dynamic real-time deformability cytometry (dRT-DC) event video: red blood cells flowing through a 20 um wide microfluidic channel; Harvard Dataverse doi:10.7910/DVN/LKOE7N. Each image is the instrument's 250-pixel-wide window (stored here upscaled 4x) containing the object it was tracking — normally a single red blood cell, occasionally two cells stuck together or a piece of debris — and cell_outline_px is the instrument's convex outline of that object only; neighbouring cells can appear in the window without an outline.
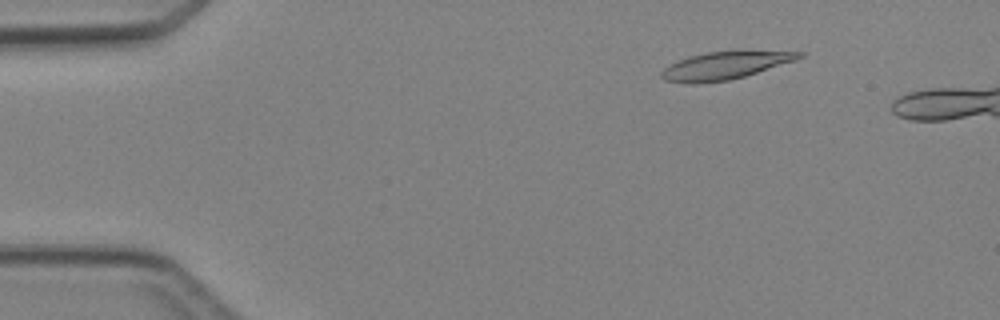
{"species": "Egyptian fruit bat (a non-hibernating species)", "species_latin": "Rousettus aegyptiacus", "temperature_condition": "cold", "stored_images_in_passage": 5, "camera_frame_rate_fps": 3000, "um_per_image_px": 0.085, "animal": {"sex": "female"}, "frame": {"image": 1, "passage_image": 2, "time_ms": 1.333, "image_size_px": [1000, 320], "cell_outline_px": [[804, 56], [796, 60], [744, 76], [728, 80], [696, 84], [692, 84], [664, 80], [660, 76], [660, 72], [668, 64], [688, 56], [708, 52], [804, 52]], "centroid_in_image_um": [61.52, 5.59], "position_along_channel_um": 23.5, "area_um2": 21.68}}